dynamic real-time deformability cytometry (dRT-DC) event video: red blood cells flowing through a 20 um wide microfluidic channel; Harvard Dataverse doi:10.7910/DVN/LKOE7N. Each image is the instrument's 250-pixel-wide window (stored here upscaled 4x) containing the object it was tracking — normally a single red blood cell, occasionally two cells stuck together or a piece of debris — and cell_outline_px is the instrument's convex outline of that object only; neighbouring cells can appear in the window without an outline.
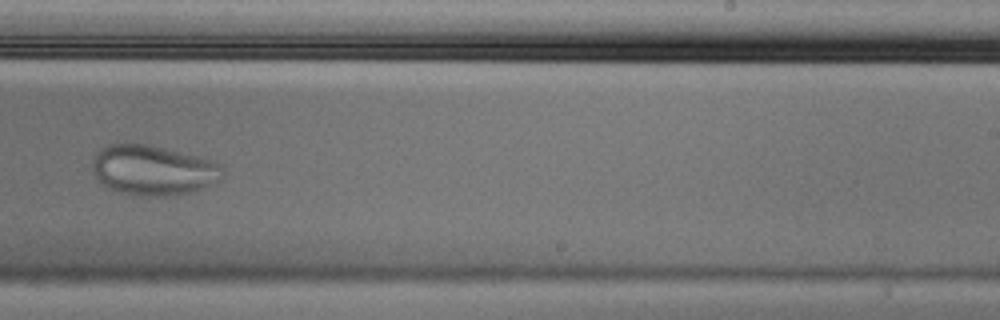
{"species": "Egyptian fruit bat (a non-hibernating species)", "species_latin": "Rousettus aegyptiacus", "temperature_condition": "cold", "stored_images_in_passage": 10, "camera_frame_rate_fps": 3000, "um_per_image_px": 0.085, "animal": {"sex": "male"}, "frame": {"image": 1, "passage_image": 10, "time_ms": 3.0, "image_size_px": [1000, 320], "cell_outline_px": [[224, 176], [220, 180], [192, 192], [172, 196], [140, 196], [120, 192], [108, 188], [92, 172], [92, 160], [100, 148], [108, 144], [148, 144], [216, 160], [224, 168]], "centroid_in_image_um": [13.05, 14.46], "position_along_channel_um": 275.9, "area_um2": 38.32}}